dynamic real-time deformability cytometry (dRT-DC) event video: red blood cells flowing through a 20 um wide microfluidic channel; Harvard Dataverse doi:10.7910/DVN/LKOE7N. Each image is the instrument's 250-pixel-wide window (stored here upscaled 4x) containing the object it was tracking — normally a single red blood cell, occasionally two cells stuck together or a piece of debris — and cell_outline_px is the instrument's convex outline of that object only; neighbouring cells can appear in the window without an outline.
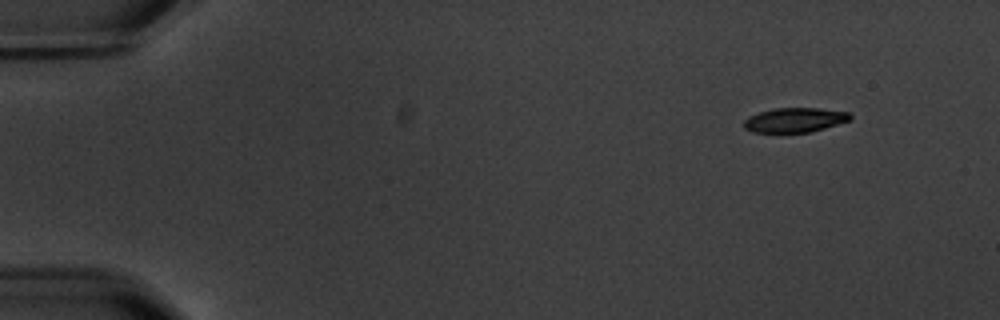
{"species": "common noctule bat (a hibernating species)", "species_latin": "Nyctalus noctula", "temperature_condition": "warm", "stored_images_in_passage": 7, "camera_frame_rate_fps": 3000, "um_per_image_px": 0.085, "animal": {"sex": "male", "body_mass_g": 20.1, "forearm_length_mm": 53.5}, "frame": {"image": 1, "passage_image": 1, "time_ms": 0.0, "image_size_px": [1000, 320], "cell_outline_px": [[852, 120], [824, 128], [808, 132], [752, 132], [744, 128], [744, 120], [748, 116], [760, 112], [776, 108], [820, 108], [848, 112], [852, 116]], "centroid_in_image_um": [67.57, 10.19], "position_along_channel_um": 17.4, "area_um2": 15.14}}
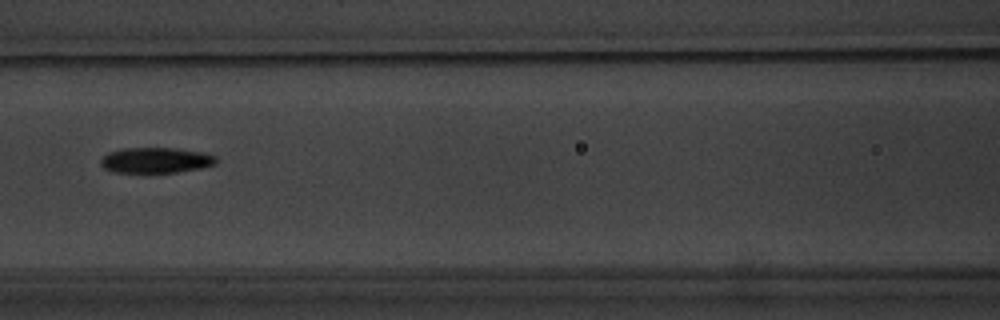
{"frame": {"image": 2, "passage_image": 7, "time_ms": 7.0, "image_size_px": [1000, 320], "cell_outline_px": [[216, 164], [200, 168], [176, 172], [116, 172], [104, 168], [100, 164], [100, 160], [108, 152], [120, 148], [176, 148], [204, 152], [216, 156]], "centroid_in_image_um": [13.24, 13.61], "position_along_channel_um": 153.4, "area_um2": 17.17}}